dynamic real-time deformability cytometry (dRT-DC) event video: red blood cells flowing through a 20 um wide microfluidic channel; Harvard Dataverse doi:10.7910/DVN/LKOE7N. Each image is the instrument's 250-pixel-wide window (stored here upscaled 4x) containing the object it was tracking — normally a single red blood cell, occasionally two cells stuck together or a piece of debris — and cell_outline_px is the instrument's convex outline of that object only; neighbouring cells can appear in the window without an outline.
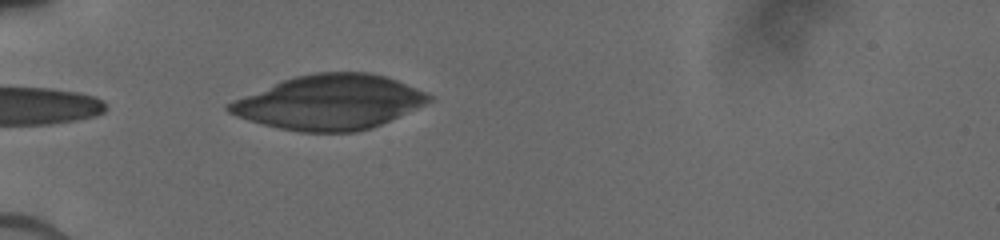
{"species": "human", "species_latin": "Homo sapiens", "temperature_condition": "cold", "stored_images_in_passage": 12, "camera_frame_rate_fps": 3000, "um_per_image_px": 0.085, "donor": {"sex": "male"}, "frame": {"image": 1, "passage_image": 9, "time_ms": 5.333, "image_size_px": [1000, 240], "cell_outline_px": [[432, 100], [416, 108], [372, 128], [356, 132], [300, 132], [280, 128], [248, 120], [236, 116], [228, 112], [224, 108], [224, 104], [284, 80], [296, 76], [316, 72], [368, 72], [384, 76], [396, 80], [424, 92], [432, 96]], "centroid_in_image_um": [27.99, 8.7], "position_along_channel_um": 57.0, "area_um2": 62.89}}
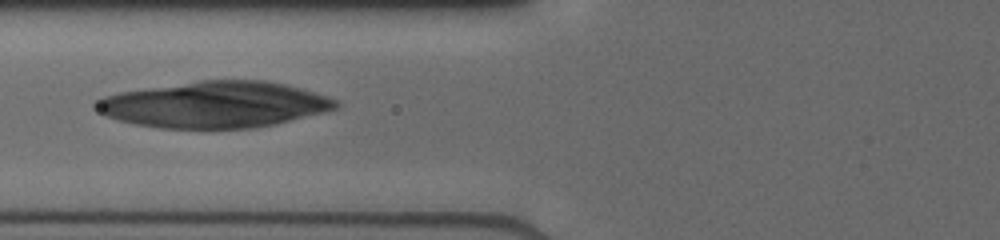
{"frame": {"image": 2, "passage_image": 11, "time_ms": 7.0, "image_size_px": [1000, 240], "cell_outline_px": [[340, 104], [336, 108], [324, 112], [276, 124], [256, 128], [160, 128], [132, 124], [116, 120], [104, 116], [92, 108], [92, 104], [96, 100], [104, 96], [120, 92], [200, 80], [264, 80], [284, 84], [300, 88], [328, 96], [336, 100]], "centroid_in_image_um": [18.19, 8.9], "position_along_channel_um": 107.6, "area_um2": 64.85}}